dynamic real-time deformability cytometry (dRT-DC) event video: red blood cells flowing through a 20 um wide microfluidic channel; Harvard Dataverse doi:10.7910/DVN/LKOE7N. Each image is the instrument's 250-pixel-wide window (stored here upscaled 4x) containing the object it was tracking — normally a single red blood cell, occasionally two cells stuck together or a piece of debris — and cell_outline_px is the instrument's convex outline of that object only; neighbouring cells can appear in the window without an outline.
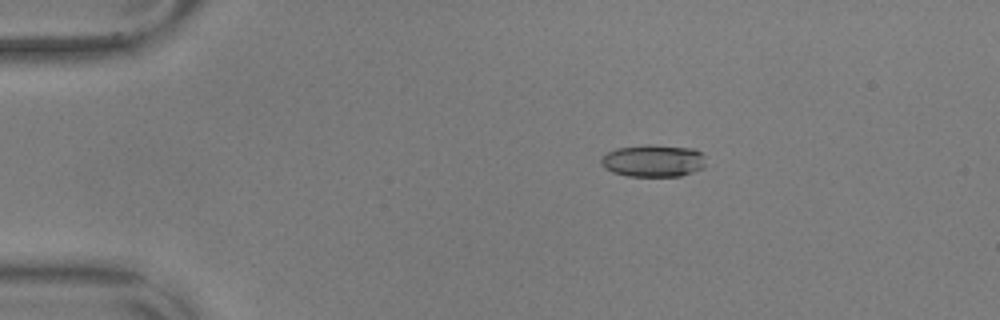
{"species": "common noctule bat (a hibernating species)", "species_latin": "Nyctalus noctula", "temperature_condition": "warm", "stored_images_in_passage": 57, "camera_frame_rate_fps": 3000, "um_per_image_px": 0.085, "animal": {"sex": "male", "body_mass_g": 17.9, "forearm_length_mm": 54.2}, "frame": {"image": 1, "passage_image": 11, "time_ms": 3.333, "image_size_px": [1000, 320], "cell_outline_px": [[704, 168], [680, 176], [628, 176], [612, 172], [604, 168], [600, 164], [600, 160], [608, 152], [616, 148], [644, 144], [656, 144], [692, 148], [700, 152], [704, 156]], "centroid_in_image_um": [55.51, 13.65], "position_along_channel_um": 29.5, "area_um2": 19.88}}
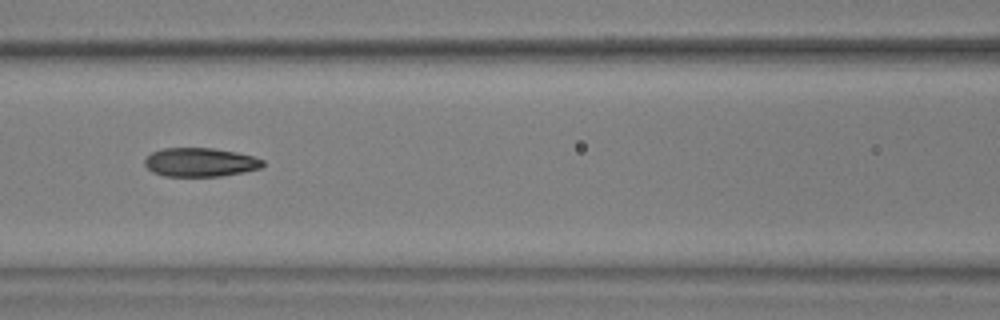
{"frame": {"image": 2, "passage_image": 26, "time_ms": 8.333, "image_size_px": [1000, 320], "cell_outline_px": [[264, 164], [260, 168], [244, 172], [220, 176], [164, 176], [152, 172], [144, 164], [144, 160], [152, 152], [164, 148], [212, 148], [236, 152], [252, 156], [264, 160]], "centroid_in_image_um": [17.01, 13.79], "position_along_channel_um": 149.6, "area_um2": 19.77}}
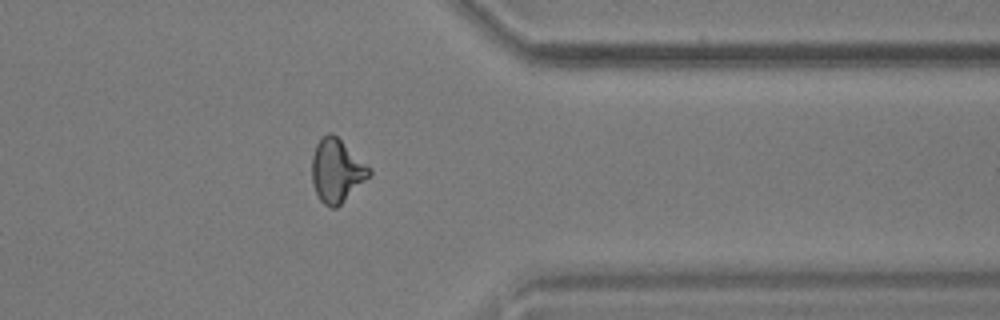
{"frame": {"image": 3, "passage_image": 46, "time_ms": 15.0, "image_size_px": [1000, 320], "cell_outline_px": [[372, 176], [336, 208], [332, 208], [324, 204], [320, 200], [312, 184], [312, 156], [316, 144], [328, 132], [332, 132], [372, 168]], "centroid_in_image_um": [28.65, 14.52], "position_along_channel_um": 382.8, "area_um2": 21.33}, "authors_computed_cell_mechanics": {"area_um2": 20.23, "velocity_mm_per_s": 3.6264, "shape_relaxation_time_tau1_ms": null, "shape_relaxation_time_tau2_ms": 2.4496, "deformation_change_tau1": null, "deformation_change_tau2": 0.1002}}